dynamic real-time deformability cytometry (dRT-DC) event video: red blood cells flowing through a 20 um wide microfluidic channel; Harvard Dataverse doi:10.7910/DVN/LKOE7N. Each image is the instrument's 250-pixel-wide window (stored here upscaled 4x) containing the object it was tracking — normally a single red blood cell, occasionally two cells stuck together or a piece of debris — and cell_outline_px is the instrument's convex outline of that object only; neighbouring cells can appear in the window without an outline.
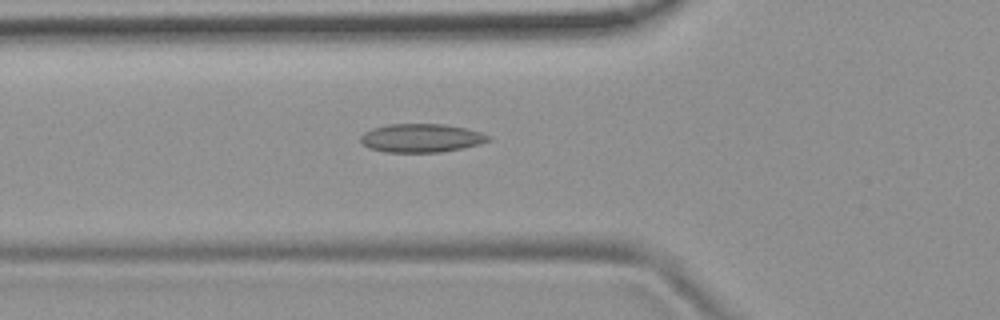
{"species": "common noctule bat (a hibernating species)", "species_latin": "Nyctalus noctula", "temperature_condition": "room temperature", "stored_images_in_passage": 39, "camera_frame_rate_fps": 3000, "um_per_image_px": 0.085, "animal": {"sex": "female", "body_mass_g": 19.9}, "frame": {"image": 1, "passage_image": 5, "time_ms": 1.333, "image_size_px": [1000, 320], "cell_outline_px": [[492, 140], [480, 144], [464, 148], [440, 152], [384, 152], [368, 148], [360, 140], [360, 136], [364, 132], [372, 128], [388, 124], [444, 124], [468, 128], [492, 136]], "centroid_in_image_um": [35.84, 11.73], "position_along_channel_um": 90.0, "area_um2": 21.5}}
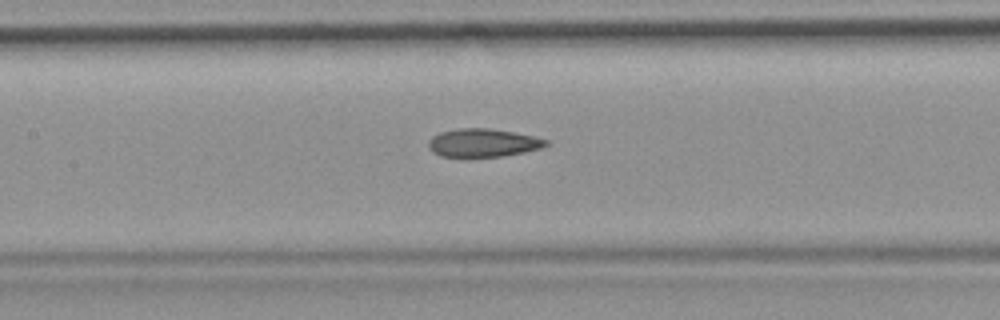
{"frame": {"image": 2, "passage_image": 11, "time_ms": 3.333, "image_size_px": [1000, 320], "cell_outline_px": [[552, 144], [544, 148], [504, 156], [468, 160], [464, 160], [440, 156], [432, 152], [428, 148], [428, 140], [432, 136], [440, 132], [460, 128], [488, 128], [536, 136], [548, 140]], "centroid_in_image_um": [41.04, 12.19], "position_along_channel_um": 166.4, "area_um2": 20.46}}
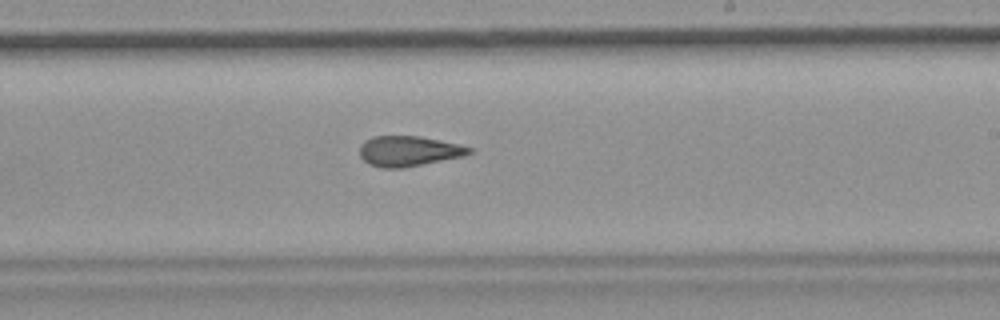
{"frame": {"image": 3, "passage_image": 18, "time_ms": 5.667, "image_size_px": [1000, 320], "cell_outline_px": [[472, 152], [464, 156], [404, 168], [384, 168], [368, 164], [360, 156], [360, 144], [364, 140], [372, 136], [420, 136], [460, 144], [472, 148]], "centroid_in_image_um": [34.73, 12.84], "position_along_channel_um": 254.3, "area_um2": 19.48}, "authors_computed_cell_mechanics": {"area_um2": 19.941, "velocity_mm_per_s": 3.7839, "shape_relaxation_time_tau1_ms": null, "shape_relaxation_time_tau2_ms": 3.7206, "deformation_change_tau1": null, "deformation_change_tau2": 0.1144}}